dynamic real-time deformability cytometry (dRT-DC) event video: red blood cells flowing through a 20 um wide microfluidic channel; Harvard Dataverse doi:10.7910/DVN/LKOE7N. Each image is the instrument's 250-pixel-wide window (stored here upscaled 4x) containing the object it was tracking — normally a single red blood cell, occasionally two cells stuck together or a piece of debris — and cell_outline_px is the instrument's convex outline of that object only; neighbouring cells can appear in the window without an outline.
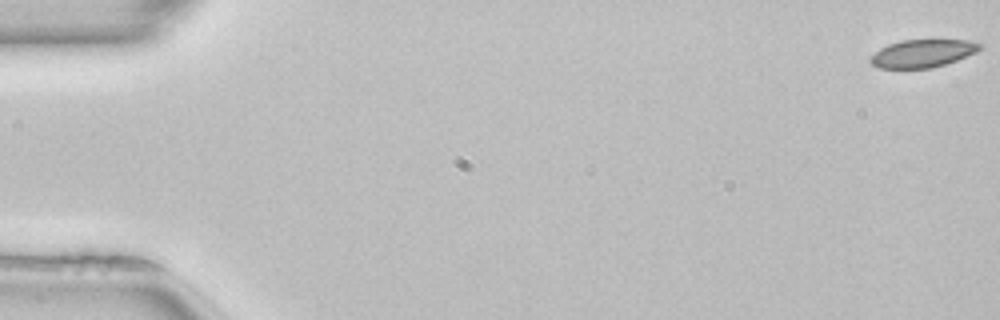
{"species": "common noctule bat (a hibernating species)", "species_latin": "Nyctalus noctula", "temperature_condition": "room temperature", "stored_images_in_passage": 52, "camera_frame_rate_fps": 3000, "um_per_image_px": 0.085, "animal": {"sex": "female", "body_mass_g": 22.7, "forearm_length_mm": 54.2}, "frame": {"image": 1, "passage_image": 1, "time_ms": 0.0, "image_size_px": [1000, 320], "cell_outline_px": [[984, 48], [976, 52], [956, 60], [932, 68], [880, 68], [872, 64], [868, 60], [880, 48], [888, 44], [900, 40], [968, 40], [984, 44]], "centroid_in_image_um": [78.45, 4.53], "position_along_channel_um": 6.6, "area_um2": 17.74}}
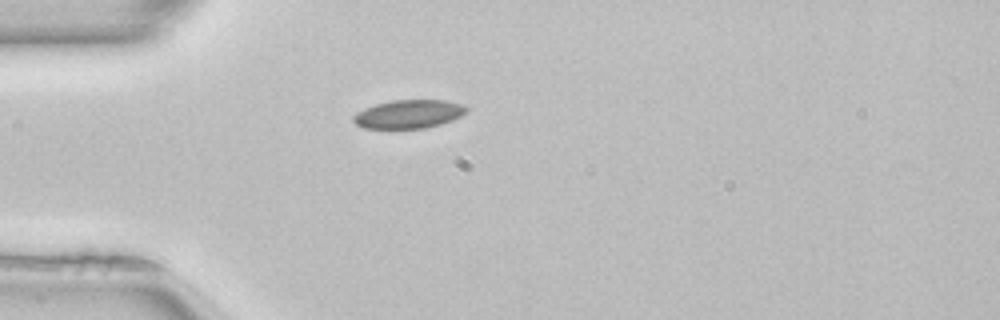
{"frame": {"image": 2, "passage_image": 15, "time_ms": 4.667, "image_size_px": [1000, 320], "cell_outline_px": [[468, 112], [452, 120], [440, 124], [424, 128], [364, 128], [356, 124], [352, 120], [352, 116], [356, 112], [364, 108], [376, 104], [392, 100], [444, 100], [460, 104], [468, 108]], "centroid_in_image_um": [34.72, 9.69], "position_along_channel_um": 50.3, "area_um2": 18.73}}
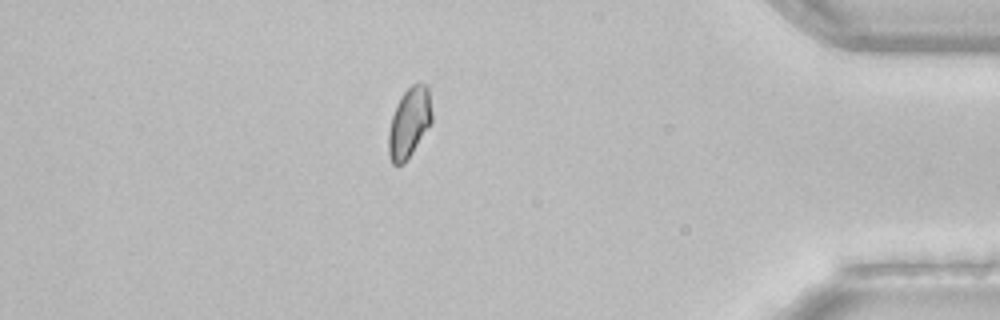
{"frame": {"image": 3, "passage_image": 45, "time_ms": 14.667, "image_size_px": [1000, 320], "cell_outline_px": [[432, 124], [404, 164], [392, 164], [388, 156], [388, 132], [392, 116], [396, 104], [400, 96], [412, 84], [428, 84], [432, 112]], "centroid_in_image_um": [34.79, 10.43], "position_along_channel_um": 400.4, "area_um2": 17.98}, "authors_computed_cell_mechanics": {"area_um2": 18.5538, "velocity_mm_per_s": 4.0223, "shape_relaxation_time_tau1_ms": 4.1087, "shape_relaxation_time_tau2_ms": 10.5663, "deformation_change_tau1": 0.0645, "deformation_change_tau2": 0.1052}}